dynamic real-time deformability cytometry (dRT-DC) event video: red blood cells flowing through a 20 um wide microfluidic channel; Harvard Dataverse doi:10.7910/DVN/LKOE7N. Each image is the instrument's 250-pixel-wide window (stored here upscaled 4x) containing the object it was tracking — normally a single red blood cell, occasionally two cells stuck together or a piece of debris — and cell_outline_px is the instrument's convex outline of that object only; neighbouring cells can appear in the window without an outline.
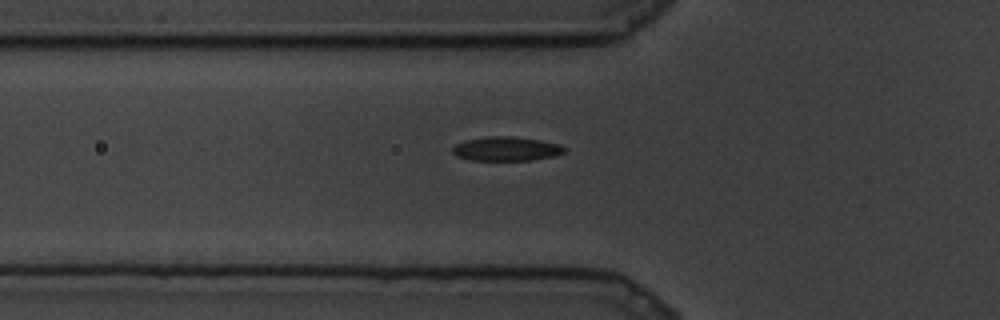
{"species": "common noctule bat (a hibernating species)", "species_latin": "Nyctalus noctula", "temperature_condition": "cold", "stored_images_in_passage": 59, "camera_frame_rate_fps": 3000, "um_per_image_px": 0.085, "animal": {"sex": "male", "body_mass_g": 19.5, "forearm_length_mm": 54.6}, "frame": {"image": 1, "passage_image": 3, "time_ms": 0.667, "image_size_px": [1000, 320], "cell_outline_px": [[568, 148], [564, 152], [556, 156], [532, 160], [468, 160], [456, 156], [452, 152], [452, 148], [456, 144], [464, 140], [488, 136], [512, 136], [540, 140], [560, 144]], "centroid_in_image_um": [43.05, 12.65], "position_along_channel_um": 82.8, "area_um2": 15.95}}
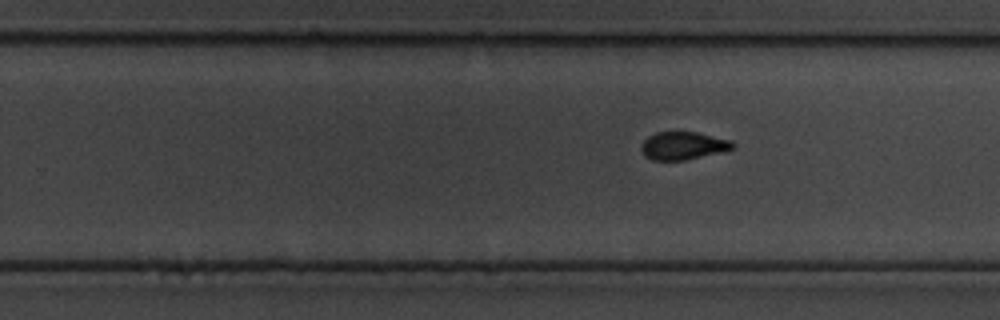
{"frame": {"image": 2, "passage_image": 27, "time_ms": 8.667, "image_size_px": [1000, 320], "cell_outline_px": [[736, 148], [720, 152], [684, 160], [652, 160], [644, 156], [640, 148], [640, 144], [648, 136], [656, 132], [696, 132], [732, 140], [736, 144]], "centroid_in_image_um": [58.06, 12.38], "position_along_channel_um": 271.7, "area_um2": 14.97}}
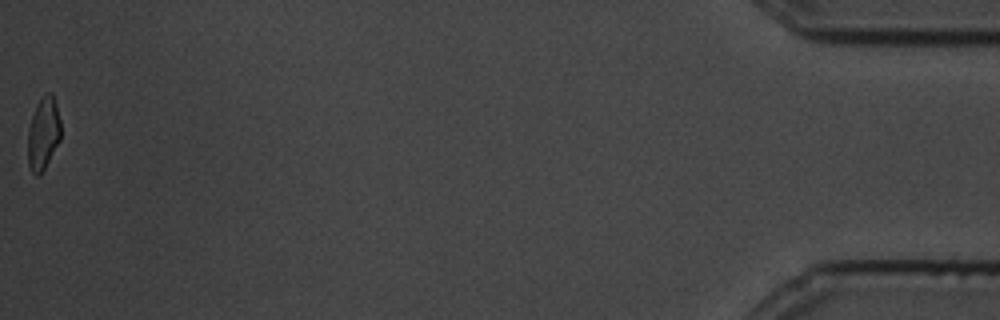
{"frame": {"image": 3, "passage_image": 59, "time_ms": 19.333, "image_size_px": [1000, 320], "cell_outline_px": [[60, 140], [40, 176], [36, 176], [32, 172], [28, 164], [28, 128], [36, 104], [48, 92], [52, 92], [56, 104], [60, 120]], "centroid_in_image_um": [3.67, 11.36], "position_along_channel_um": 431.5, "area_um2": 13.87}}